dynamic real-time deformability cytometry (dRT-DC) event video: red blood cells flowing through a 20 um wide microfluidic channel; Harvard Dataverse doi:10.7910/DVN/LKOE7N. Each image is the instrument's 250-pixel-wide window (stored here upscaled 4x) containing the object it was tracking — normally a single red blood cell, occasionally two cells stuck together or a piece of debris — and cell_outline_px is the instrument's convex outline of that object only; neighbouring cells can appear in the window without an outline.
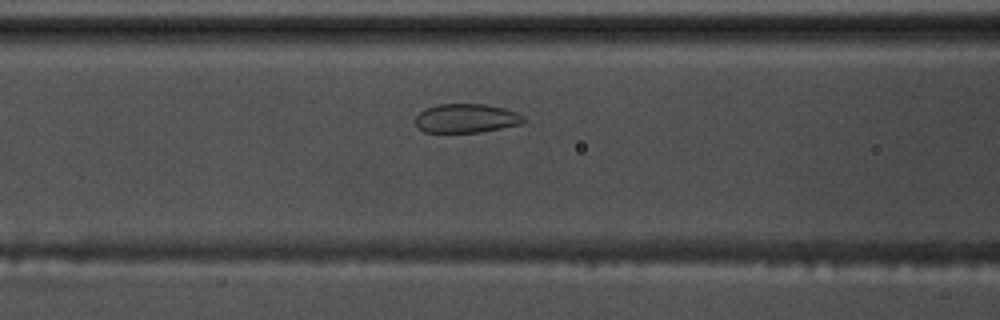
{"species": "common noctule bat (a hibernating species)", "species_latin": "Nyctalus noctula", "temperature_condition": "warm", "stored_images_in_passage": 51, "camera_frame_rate_fps": 3000, "um_per_image_px": 0.085, "animal": {"sex": "male", "body_mass_g": 17.5, "forearm_length_mm": 52.3}, "frame": {"image": 1, "passage_image": 17, "time_ms": 5.333, "image_size_px": [1000, 320], "cell_outline_px": [[528, 120], [520, 124], [480, 132], [424, 132], [416, 124], [416, 116], [420, 112], [436, 104], [484, 104], [504, 108], [516, 112], [524, 116]], "centroid_in_image_um": [39.66, 10.05], "position_along_channel_um": 126.9, "area_um2": 18.15}}
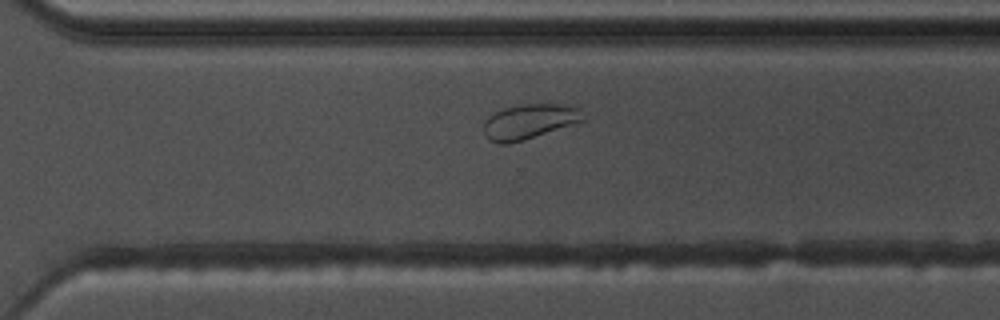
{"frame": {"image": 2, "passage_image": 34, "time_ms": 11.0, "image_size_px": [1000, 320], "cell_outline_px": [[584, 120], [524, 140], [508, 144], [500, 144], [488, 140], [484, 136], [484, 120], [488, 116], [504, 108], [524, 104], [556, 104], [580, 108]], "centroid_in_image_um": [44.92, 10.34], "position_along_channel_um": 325.7, "area_um2": 20.0}}
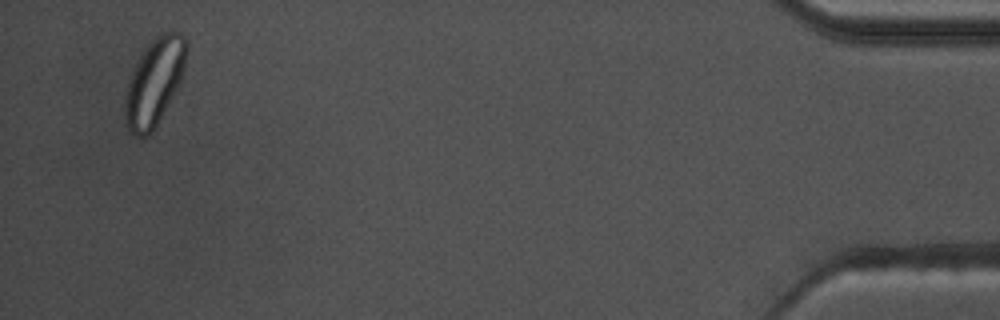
{"frame": {"image": 3, "passage_image": 49, "time_ms": 16.0, "image_size_px": [1000, 320], "cell_outline_px": [[188, 48], [180, 80], [176, 88], [152, 132], [148, 136], [136, 136], [128, 128], [124, 116], [124, 92], [132, 72], [144, 48], [160, 32], [180, 32], [184, 36], [188, 44]], "centroid_in_image_um": [13.1, 6.94], "position_along_channel_um": 422.1, "area_um2": 30.69}, "authors_computed_cell_mechanics": {"area_um2": 21.2126, "velocity_mm_per_s": 3.5173, "shape_relaxation_time_tau1_ms": 10.5315, "shape_relaxation_time_tau2_ms": null, "deformation_change_tau1": 0.1491, "deformation_change_tau2": null}}